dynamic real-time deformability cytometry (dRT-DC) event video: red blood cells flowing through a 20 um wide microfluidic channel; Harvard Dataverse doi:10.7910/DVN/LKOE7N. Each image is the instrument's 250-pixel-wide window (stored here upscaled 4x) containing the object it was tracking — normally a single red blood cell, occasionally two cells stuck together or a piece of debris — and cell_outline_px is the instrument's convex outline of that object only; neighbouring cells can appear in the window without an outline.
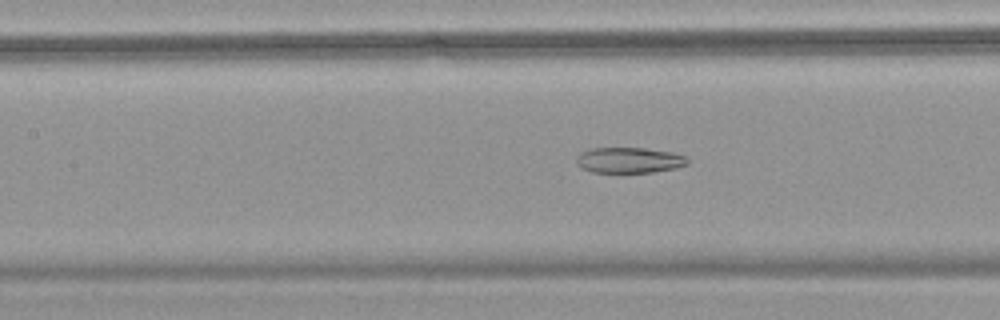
{"species": "common noctule bat (a hibernating species)", "species_latin": "Nyctalus noctula", "temperature_condition": "warm", "stored_images_in_passage": 55, "camera_frame_rate_fps": 3000, "um_per_image_px": 0.085, "animal": {"sex": "female", "body_mass_g": 18.4}, "frame": {"image": 1, "passage_image": 25, "time_ms": 8.0, "image_size_px": [1000, 320], "cell_outline_px": [[688, 164], [676, 168], [652, 172], [592, 172], [580, 168], [576, 164], [576, 156], [580, 152], [592, 148], [644, 148], [672, 152], [684, 156], [688, 160]], "centroid_in_image_um": [53.44, 13.61], "position_along_channel_um": 154.0, "area_um2": 16.65}}
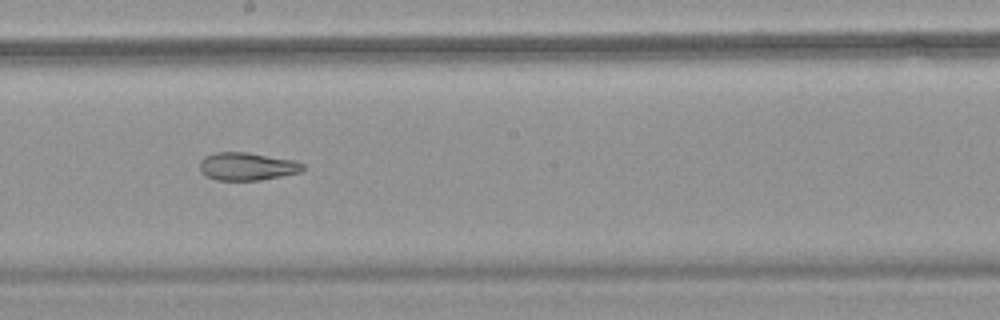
{"frame": {"image": 2, "passage_image": 31, "time_ms": 10.0, "image_size_px": [1000, 320], "cell_outline_px": [[304, 168], [300, 172], [260, 180], [216, 180], [200, 172], [200, 160], [204, 156], [212, 152], [248, 152], [296, 160], [304, 164]], "centroid_in_image_um": [20.99, 14.13], "position_along_channel_um": 227.2, "area_um2": 16.88}}
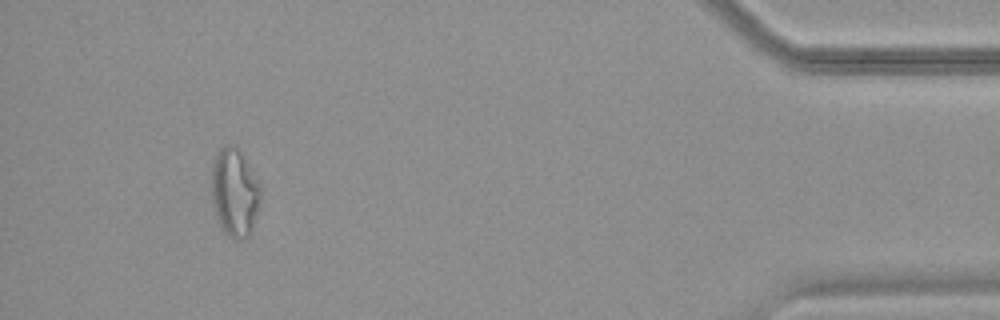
{"frame": {"image": 3, "passage_image": 51, "time_ms": 16.667, "image_size_px": [1000, 320], "cell_outline_px": [[260, 204], [248, 236], [236, 240], [228, 236], [224, 232], [220, 224], [212, 200], [212, 164], [220, 148], [224, 144], [232, 144], [236, 148], [248, 164], [260, 184]], "centroid_in_image_um": [19.94, 16.35], "position_along_channel_um": 415.3, "area_um2": 24.68}, "authors_computed_cell_mechanics": {"area_um2": 22.8888, "velocity_mm_per_s": 3.6919, "shape_relaxation_time_tau1_ms": null, "shape_relaxation_time_tau2_ms": 3.961, "deformation_change_tau1": null, "deformation_change_tau2": 0.1246}}